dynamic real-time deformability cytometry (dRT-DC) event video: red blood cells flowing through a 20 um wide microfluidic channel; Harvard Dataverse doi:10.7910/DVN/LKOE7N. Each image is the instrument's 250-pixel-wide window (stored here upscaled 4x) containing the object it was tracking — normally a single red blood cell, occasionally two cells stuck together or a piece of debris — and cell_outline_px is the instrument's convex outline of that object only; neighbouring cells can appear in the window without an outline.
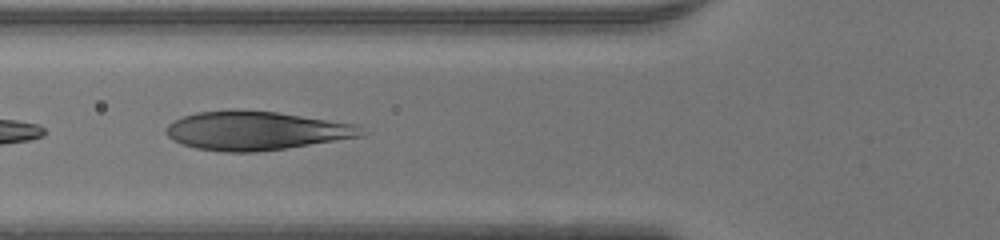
{"species": "human", "species_latin": "Homo sapiens", "temperature_condition": "warm", "stored_images_in_passage": 37, "camera_frame_rate_fps": 3000, "um_per_image_px": 0.085, "donor": {"sex": "male"}, "frame": {"image": 1, "passage_image": 7, "time_ms": 2.0, "image_size_px": [1000, 240], "cell_outline_px": [[364, 136], [284, 148], [256, 152], [224, 152], [196, 148], [180, 144], [172, 140], [164, 132], [164, 128], [168, 124], [184, 116], [196, 112], [232, 108], [236, 108], [276, 112], [356, 124], [364, 132]], "centroid_in_image_um": [21.68, 11.09], "position_along_channel_um": 104.1, "area_um2": 44.33}}
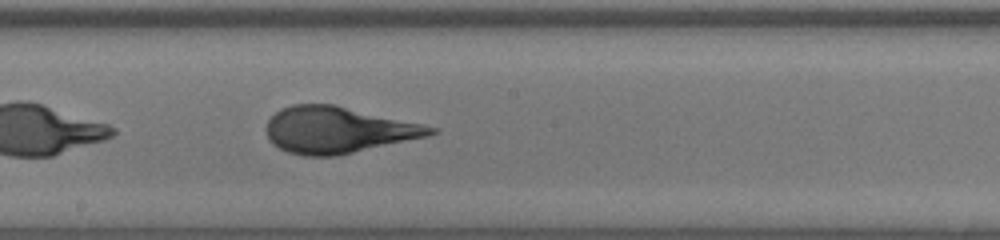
{"frame": {"image": 2, "passage_image": 15, "time_ms": 4.667, "image_size_px": [1000, 240], "cell_outline_px": [[440, 132], [428, 136], [336, 156], [304, 156], [288, 152], [272, 144], [268, 140], [264, 128], [268, 120], [280, 108], [292, 104], [332, 104], [424, 124], [440, 128]], "centroid_in_image_um": [28.7, 11.05], "position_along_channel_um": 219.5, "area_um2": 44.56}}
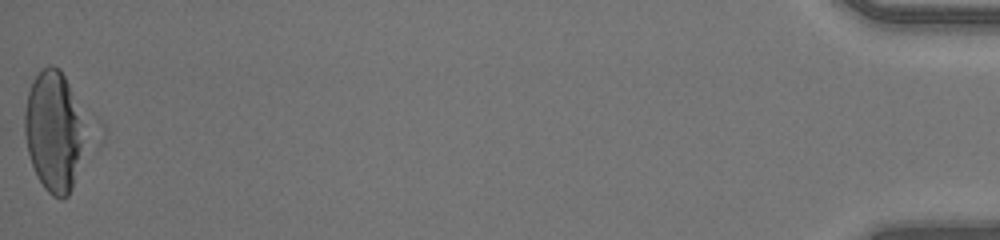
{"frame": {"image": 3, "passage_image": 37, "time_ms": 12.0, "image_size_px": [1000, 240], "cell_outline_px": [[88, 144], [72, 188], [68, 196], [60, 200], [52, 196], [44, 188], [36, 176], [28, 152], [24, 132], [24, 112], [28, 92], [32, 80], [40, 68], [48, 64], [52, 64], [60, 68], [68, 84]], "centroid_in_image_um": [4.56, 11.21], "position_along_channel_um": 430.6, "area_um2": 42.77}}